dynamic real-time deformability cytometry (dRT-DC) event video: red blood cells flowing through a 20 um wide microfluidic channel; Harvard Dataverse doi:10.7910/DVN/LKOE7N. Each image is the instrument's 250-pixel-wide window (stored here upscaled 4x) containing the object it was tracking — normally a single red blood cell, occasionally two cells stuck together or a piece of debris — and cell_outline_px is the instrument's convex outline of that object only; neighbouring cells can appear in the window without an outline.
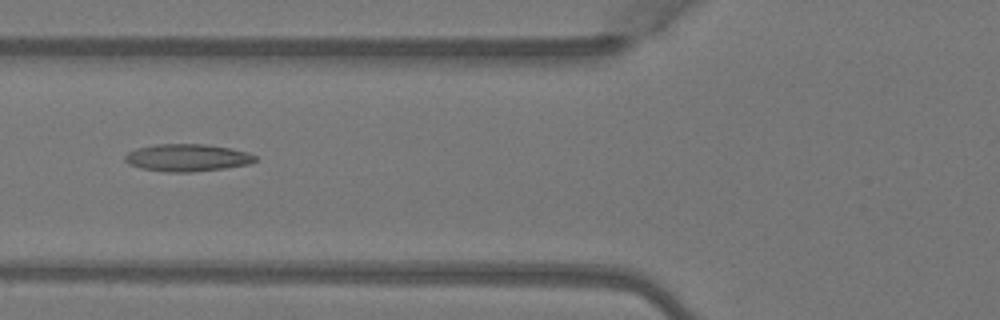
{"species": "Egyptian fruit bat (a non-hibernating species)", "species_latin": "Rousettus aegyptiacus", "temperature_condition": "warm", "stored_images_in_passage": 4, "camera_frame_rate_fps": 3000, "um_per_image_px": 0.085, "animal": {"sex": "female"}, "frame": {"image": 1, "passage_image": 4, "time_ms": 1.0, "image_size_px": [1000, 320], "cell_outline_px": [[256, 160], [252, 164], [224, 168], [192, 172], [168, 172], [140, 168], [128, 164], [124, 160], [124, 156], [128, 152], [136, 148], [156, 144], [204, 144], [232, 148], [248, 152], [256, 156]], "centroid_in_image_um": [15.92, 13.4], "position_along_channel_um": 109.9, "area_um2": 20.92}}